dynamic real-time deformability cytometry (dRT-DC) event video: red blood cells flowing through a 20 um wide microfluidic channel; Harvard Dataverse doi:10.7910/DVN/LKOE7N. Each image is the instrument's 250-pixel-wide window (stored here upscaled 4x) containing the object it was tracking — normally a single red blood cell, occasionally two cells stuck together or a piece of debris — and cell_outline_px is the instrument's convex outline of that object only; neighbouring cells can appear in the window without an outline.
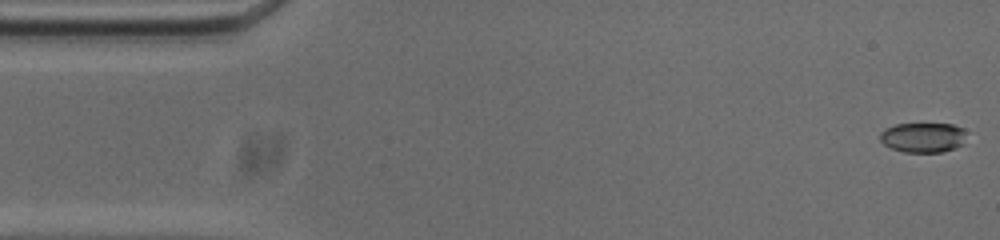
{"species": "common noctule bat (a hibernating species)", "species_latin": "Nyctalus noctula", "temperature_condition": "cold", "stored_images_in_passage": 53, "camera_frame_rate_fps": 3000, "um_per_image_px": 0.085, "animal": {"sex": "male", "body_mass_g": 20.0, "forearm_length_mm": 53.3}, "frame": {"image": 1, "passage_image": 1, "time_ms": 0.0, "image_size_px": [1000, 240], "cell_outline_px": [[964, 144], [956, 148], [944, 152], [904, 152], [892, 148], [884, 144], [880, 140], [880, 132], [884, 128], [896, 124], [952, 124], [964, 128]], "centroid_in_image_um": [78.46, 11.68], "position_along_channel_um": 6.5, "area_um2": 15.14}}
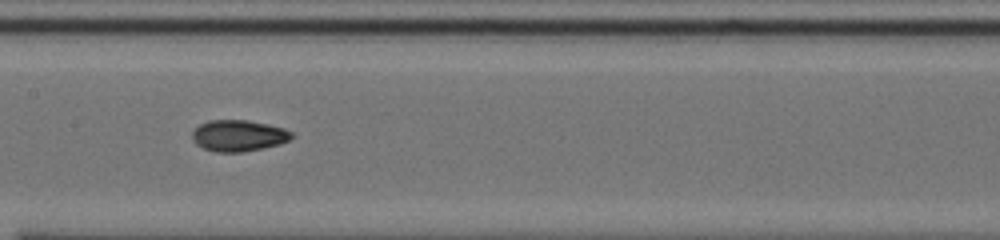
{"frame": {"image": 2, "passage_image": 25, "time_ms": 8.0, "image_size_px": [1000, 240], "cell_outline_px": [[292, 136], [288, 140], [280, 144], [264, 148], [240, 152], [216, 152], [204, 148], [196, 144], [192, 140], [192, 132], [200, 124], [208, 120], [248, 120], [268, 124], [284, 128], [292, 132]], "centroid_in_image_um": [20.26, 11.52], "position_along_channel_um": 187.1, "area_um2": 18.15}}
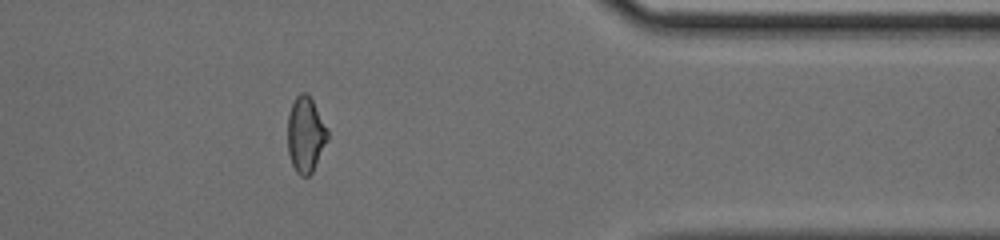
{"frame": {"image": 3, "passage_image": 43, "time_ms": 14.0, "image_size_px": [1000, 240], "cell_outline_px": [[328, 140], [312, 172], [308, 176], [300, 176], [296, 172], [292, 164], [288, 152], [288, 112], [296, 96], [300, 92], [308, 92], [328, 128]], "centroid_in_image_um": [25.98, 11.42], "position_along_channel_um": 385.4, "area_um2": 17.74}, "authors_computed_cell_mechanics": {"area_um2": 17.629, "velocity_mm_per_s": 3.7353, "shape_relaxation_time_tau1_ms": 10.2466, "shape_relaxation_time_tau2_ms": 1.9319, "deformation_change_tau1": 0.225, "deformation_change_tau2": 0.0626}}